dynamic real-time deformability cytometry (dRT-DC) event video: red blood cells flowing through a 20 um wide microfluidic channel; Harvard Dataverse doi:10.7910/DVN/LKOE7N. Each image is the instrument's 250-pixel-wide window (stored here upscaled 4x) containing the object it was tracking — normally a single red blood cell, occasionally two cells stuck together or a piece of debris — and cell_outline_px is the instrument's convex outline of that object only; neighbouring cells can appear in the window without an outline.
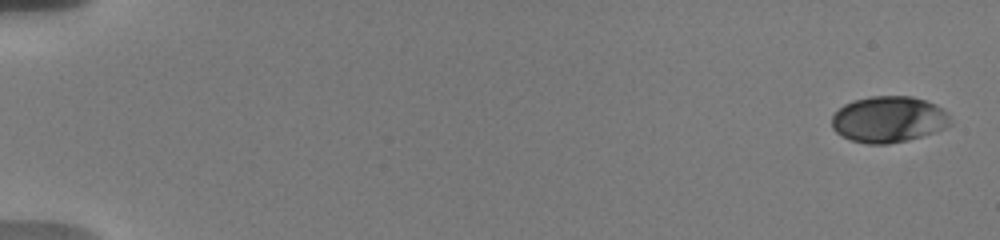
{"species": "human", "species_latin": "Homo sapiens", "temperature_condition": "warm", "stored_images_in_passage": 59, "camera_frame_rate_fps": 3000, "um_per_image_px": 0.085, "donor": {"sex": "male"}, "frame": {"image": 1, "passage_image": 1, "time_ms": 0.0, "image_size_px": [1000, 240], "cell_outline_px": [[952, 124], [944, 128], [908, 140], [888, 144], [868, 144], [852, 140], [836, 132], [832, 128], [832, 116], [844, 104], [852, 100], [872, 96], [912, 96], [936, 104], [948, 116]], "centroid_in_image_um": [75.51, 10.14], "position_along_channel_um": 9.5, "area_um2": 31.67}}
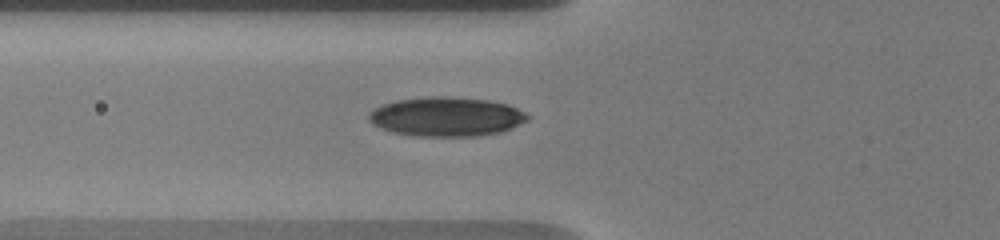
{"frame": {"image": 2, "passage_image": 27, "time_ms": 7.0, "image_size_px": [1000, 240], "cell_outline_px": [[528, 120], [500, 132], [480, 136], [412, 136], [392, 132], [380, 128], [372, 124], [368, 120], [368, 112], [380, 104], [396, 100], [428, 96], [440, 96], [488, 100], [508, 104], [524, 112], [528, 116]], "centroid_in_image_um": [37.87, 9.92], "position_along_channel_um": 87.9, "area_um2": 36.47}}
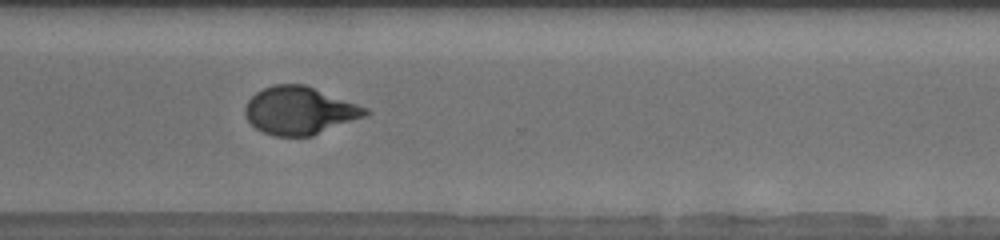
{"frame": {"image": 3, "passage_image": 47, "time_ms": 14.0, "image_size_px": [1000, 240], "cell_outline_px": [[372, 112], [364, 116], [312, 136], [276, 136], [264, 132], [256, 128], [248, 120], [244, 112], [244, 108], [248, 100], [256, 92], [264, 88], [276, 84], [304, 84], [368, 108]], "centroid_in_image_um": [25.45, 9.4], "position_along_channel_um": 345.2, "area_um2": 33.18}, "authors_computed_cell_mechanics": {"area_um2": 32.8304, "velocity_mm_per_s": 3.6804, "shape_relaxation_time_tau1_ms": 5.7993, "shape_relaxation_time_tau2_ms": 1.1739, "deformation_change_tau1": 0.1861, "deformation_change_tau2": 0.0579}}